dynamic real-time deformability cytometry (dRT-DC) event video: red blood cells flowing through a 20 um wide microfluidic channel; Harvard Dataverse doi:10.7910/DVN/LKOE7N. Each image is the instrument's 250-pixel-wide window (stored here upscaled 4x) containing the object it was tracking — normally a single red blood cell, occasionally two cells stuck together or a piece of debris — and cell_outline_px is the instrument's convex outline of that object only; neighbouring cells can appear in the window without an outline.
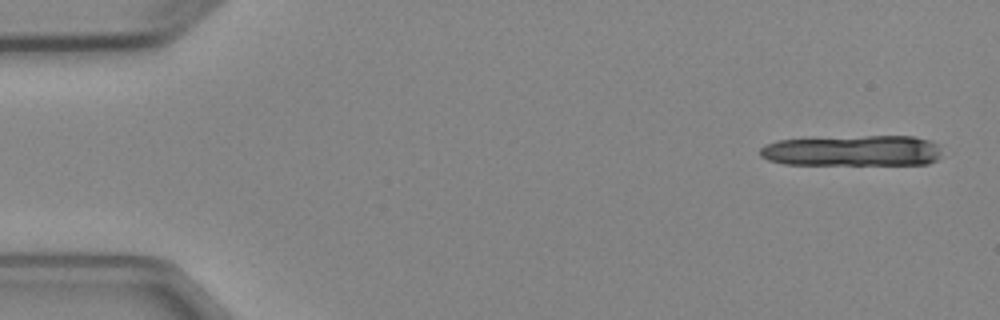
{"species": "Egyptian fruit bat (a non-hibernating species)", "species_latin": "Rousettus aegyptiacus", "temperature_condition": "cold", "stored_images_in_passage": 4, "camera_frame_rate_fps": 3000, "um_per_image_px": 0.085, "animal": {"sex": "female"}, "frame": {"image": 1, "passage_image": 1, "time_ms": 0.0, "image_size_px": [1000, 320], "cell_outline_px": [[940, 156], [936, 160], [928, 164], [784, 164], [768, 160], [760, 156], [760, 148], [764, 144], [776, 140], [864, 136], [912, 136], [928, 140], [936, 144], [940, 152]], "centroid_in_image_um": [72.44, 12.81], "position_along_channel_um": 12.6, "area_um2": 32.54}}